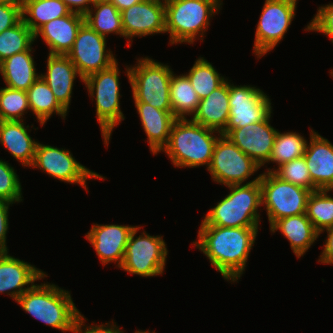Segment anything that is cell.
<instances>
[{
	"label": "cell",
	"instance_id": "1",
	"mask_svg": "<svg viewBox=\"0 0 333 333\" xmlns=\"http://www.w3.org/2000/svg\"><path fill=\"white\" fill-rule=\"evenodd\" d=\"M258 227L200 225L194 247L206 255L224 280L232 283L244 273Z\"/></svg>",
	"mask_w": 333,
	"mask_h": 333
},
{
	"label": "cell",
	"instance_id": "46",
	"mask_svg": "<svg viewBox=\"0 0 333 333\" xmlns=\"http://www.w3.org/2000/svg\"><path fill=\"white\" fill-rule=\"evenodd\" d=\"M135 333H155V331H153V332H149V331H140V330H137V331H135Z\"/></svg>",
	"mask_w": 333,
	"mask_h": 333
},
{
	"label": "cell",
	"instance_id": "42",
	"mask_svg": "<svg viewBox=\"0 0 333 333\" xmlns=\"http://www.w3.org/2000/svg\"><path fill=\"white\" fill-rule=\"evenodd\" d=\"M323 232H327V237L324 243V248L319 256L318 262L322 264H333V226L325 229Z\"/></svg>",
	"mask_w": 333,
	"mask_h": 333
},
{
	"label": "cell",
	"instance_id": "36",
	"mask_svg": "<svg viewBox=\"0 0 333 333\" xmlns=\"http://www.w3.org/2000/svg\"><path fill=\"white\" fill-rule=\"evenodd\" d=\"M266 172H273L281 180L301 186L308 190L317 191L313 184L304 156L288 161L278 168H267Z\"/></svg>",
	"mask_w": 333,
	"mask_h": 333
},
{
	"label": "cell",
	"instance_id": "10",
	"mask_svg": "<svg viewBox=\"0 0 333 333\" xmlns=\"http://www.w3.org/2000/svg\"><path fill=\"white\" fill-rule=\"evenodd\" d=\"M298 0H265L256 27L253 54L259 59L284 38L294 19Z\"/></svg>",
	"mask_w": 333,
	"mask_h": 333
},
{
	"label": "cell",
	"instance_id": "38",
	"mask_svg": "<svg viewBox=\"0 0 333 333\" xmlns=\"http://www.w3.org/2000/svg\"><path fill=\"white\" fill-rule=\"evenodd\" d=\"M305 31L320 32L329 37L333 43V3L320 6Z\"/></svg>",
	"mask_w": 333,
	"mask_h": 333
},
{
	"label": "cell",
	"instance_id": "45",
	"mask_svg": "<svg viewBox=\"0 0 333 333\" xmlns=\"http://www.w3.org/2000/svg\"><path fill=\"white\" fill-rule=\"evenodd\" d=\"M113 0H93L94 4L96 3H103V2H109L112 3Z\"/></svg>",
	"mask_w": 333,
	"mask_h": 333
},
{
	"label": "cell",
	"instance_id": "39",
	"mask_svg": "<svg viewBox=\"0 0 333 333\" xmlns=\"http://www.w3.org/2000/svg\"><path fill=\"white\" fill-rule=\"evenodd\" d=\"M22 20L21 0H6L0 4V33Z\"/></svg>",
	"mask_w": 333,
	"mask_h": 333
},
{
	"label": "cell",
	"instance_id": "6",
	"mask_svg": "<svg viewBox=\"0 0 333 333\" xmlns=\"http://www.w3.org/2000/svg\"><path fill=\"white\" fill-rule=\"evenodd\" d=\"M125 69L134 102L148 103L159 110L172 111L169 91L173 71L169 65L149 57H141L137 59L136 66L127 65Z\"/></svg>",
	"mask_w": 333,
	"mask_h": 333
},
{
	"label": "cell",
	"instance_id": "35",
	"mask_svg": "<svg viewBox=\"0 0 333 333\" xmlns=\"http://www.w3.org/2000/svg\"><path fill=\"white\" fill-rule=\"evenodd\" d=\"M28 110L30 108L26 91L6 86L0 88V121H24L23 115Z\"/></svg>",
	"mask_w": 333,
	"mask_h": 333
},
{
	"label": "cell",
	"instance_id": "19",
	"mask_svg": "<svg viewBox=\"0 0 333 333\" xmlns=\"http://www.w3.org/2000/svg\"><path fill=\"white\" fill-rule=\"evenodd\" d=\"M304 158L311 180L318 190H333V145L318 132L310 129Z\"/></svg>",
	"mask_w": 333,
	"mask_h": 333
},
{
	"label": "cell",
	"instance_id": "17",
	"mask_svg": "<svg viewBox=\"0 0 333 333\" xmlns=\"http://www.w3.org/2000/svg\"><path fill=\"white\" fill-rule=\"evenodd\" d=\"M135 226L118 224H93L85 235L94 247L101 264L117 263L120 268L123 263L125 248L129 235Z\"/></svg>",
	"mask_w": 333,
	"mask_h": 333
},
{
	"label": "cell",
	"instance_id": "18",
	"mask_svg": "<svg viewBox=\"0 0 333 333\" xmlns=\"http://www.w3.org/2000/svg\"><path fill=\"white\" fill-rule=\"evenodd\" d=\"M8 254L0 252V294L6 293L16 302L35 281L48 276L34 265Z\"/></svg>",
	"mask_w": 333,
	"mask_h": 333
},
{
	"label": "cell",
	"instance_id": "43",
	"mask_svg": "<svg viewBox=\"0 0 333 333\" xmlns=\"http://www.w3.org/2000/svg\"><path fill=\"white\" fill-rule=\"evenodd\" d=\"M69 10L73 13H78L85 15L92 5L94 4L93 0H62Z\"/></svg>",
	"mask_w": 333,
	"mask_h": 333
},
{
	"label": "cell",
	"instance_id": "3",
	"mask_svg": "<svg viewBox=\"0 0 333 333\" xmlns=\"http://www.w3.org/2000/svg\"><path fill=\"white\" fill-rule=\"evenodd\" d=\"M221 135L191 119H176L168 143L161 152H165L176 167L196 168L206 165L208 168L215 143Z\"/></svg>",
	"mask_w": 333,
	"mask_h": 333
},
{
	"label": "cell",
	"instance_id": "48",
	"mask_svg": "<svg viewBox=\"0 0 333 333\" xmlns=\"http://www.w3.org/2000/svg\"><path fill=\"white\" fill-rule=\"evenodd\" d=\"M158 1L167 2V1H169V0H158Z\"/></svg>",
	"mask_w": 333,
	"mask_h": 333
},
{
	"label": "cell",
	"instance_id": "21",
	"mask_svg": "<svg viewBox=\"0 0 333 333\" xmlns=\"http://www.w3.org/2000/svg\"><path fill=\"white\" fill-rule=\"evenodd\" d=\"M47 72L40 74L55 95L57 101L68 111L74 80L79 76L76 67L67 55L48 54Z\"/></svg>",
	"mask_w": 333,
	"mask_h": 333
},
{
	"label": "cell",
	"instance_id": "14",
	"mask_svg": "<svg viewBox=\"0 0 333 333\" xmlns=\"http://www.w3.org/2000/svg\"><path fill=\"white\" fill-rule=\"evenodd\" d=\"M106 39L85 22L79 29L67 56L83 80L93 73L111 67L118 61L112 51L105 49Z\"/></svg>",
	"mask_w": 333,
	"mask_h": 333
},
{
	"label": "cell",
	"instance_id": "29",
	"mask_svg": "<svg viewBox=\"0 0 333 333\" xmlns=\"http://www.w3.org/2000/svg\"><path fill=\"white\" fill-rule=\"evenodd\" d=\"M170 103L172 113L177 119H186L196 112L200 99L184 74H172L170 81Z\"/></svg>",
	"mask_w": 333,
	"mask_h": 333
},
{
	"label": "cell",
	"instance_id": "24",
	"mask_svg": "<svg viewBox=\"0 0 333 333\" xmlns=\"http://www.w3.org/2000/svg\"><path fill=\"white\" fill-rule=\"evenodd\" d=\"M28 127L23 120L0 121V143L23 167L33 164L38 143L29 135Z\"/></svg>",
	"mask_w": 333,
	"mask_h": 333
},
{
	"label": "cell",
	"instance_id": "27",
	"mask_svg": "<svg viewBox=\"0 0 333 333\" xmlns=\"http://www.w3.org/2000/svg\"><path fill=\"white\" fill-rule=\"evenodd\" d=\"M30 111L38 119L41 127L55 113L65 119L67 111L55 98L48 84L40 76L26 91Z\"/></svg>",
	"mask_w": 333,
	"mask_h": 333
},
{
	"label": "cell",
	"instance_id": "25",
	"mask_svg": "<svg viewBox=\"0 0 333 333\" xmlns=\"http://www.w3.org/2000/svg\"><path fill=\"white\" fill-rule=\"evenodd\" d=\"M276 231H280L290 242V247L298 259L304 256L320 236L306 213L277 220L270 227V232Z\"/></svg>",
	"mask_w": 333,
	"mask_h": 333
},
{
	"label": "cell",
	"instance_id": "32",
	"mask_svg": "<svg viewBox=\"0 0 333 333\" xmlns=\"http://www.w3.org/2000/svg\"><path fill=\"white\" fill-rule=\"evenodd\" d=\"M308 141L297 132H277L272 152L267 163H276L279 167L296 158L304 156Z\"/></svg>",
	"mask_w": 333,
	"mask_h": 333
},
{
	"label": "cell",
	"instance_id": "4",
	"mask_svg": "<svg viewBox=\"0 0 333 333\" xmlns=\"http://www.w3.org/2000/svg\"><path fill=\"white\" fill-rule=\"evenodd\" d=\"M260 174L246 184L229 185L230 193L217 202L200 225L258 227L261 208Z\"/></svg>",
	"mask_w": 333,
	"mask_h": 333
},
{
	"label": "cell",
	"instance_id": "22",
	"mask_svg": "<svg viewBox=\"0 0 333 333\" xmlns=\"http://www.w3.org/2000/svg\"><path fill=\"white\" fill-rule=\"evenodd\" d=\"M151 154L157 155L167 145L171 128L177 119L172 111L159 110L148 103L134 102Z\"/></svg>",
	"mask_w": 333,
	"mask_h": 333
},
{
	"label": "cell",
	"instance_id": "34",
	"mask_svg": "<svg viewBox=\"0 0 333 333\" xmlns=\"http://www.w3.org/2000/svg\"><path fill=\"white\" fill-rule=\"evenodd\" d=\"M35 41L32 30L21 20L0 33V63L14 54L27 51Z\"/></svg>",
	"mask_w": 333,
	"mask_h": 333
},
{
	"label": "cell",
	"instance_id": "9",
	"mask_svg": "<svg viewBox=\"0 0 333 333\" xmlns=\"http://www.w3.org/2000/svg\"><path fill=\"white\" fill-rule=\"evenodd\" d=\"M139 230L141 226H135L131 231L120 268L141 277L162 275L168 255L163 236H151L144 231L136 237Z\"/></svg>",
	"mask_w": 333,
	"mask_h": 333
},
{
	"label": "cell",
	"instance_id": "44",
	"mask_svg": "<svg viewBox=\"0 0 333 333\" xmlns=\"http://www.w3.org/2000/svg\"><path fill=\"white\" fill-rule=\"evenodd\" d=\"M143 0H113L112 4L121 12L124 9H127L133 6L136 3H140Z\"/></svg>",
	"mask_w": 333,
	"mask_h": 333
},
{
	"label": "cell",
	"instance_id": "33",
	"mask_svg": "<svg viewBox=\"0 0 333 333\" xmlns=\"http://www.w3.org/2000/svg\"><path fill=\"white\" fill-rule=\"evenodd\" d=\"M328 193L329 190L312 191L307 200L306 215L319 234L333 226V197Z\"/></svg>",
	"mask_w": 333,
	"mask_h": 333
},
{
	"label": "cell",
	"instance_id": "13",
	"mask_svg": "<svg viewBox=\"0 0 333 333\" xmlns=\"http://www.w3.org/2000/svg\"><path fill=\"white\" fill-rule=\"evenodd\" d=\"M229 119L221 132L225 136L234 128L266 120L272 114L271 99L251 85H234L229 81Z\"/></svg>",
	"mask_w": 333,
	"mask_h": 333
},
{
	"label": "cell",
	"instance_id": "26",
	"mask_svg": "<svg viewBox=\"0 0 333 333\" xmlns=\"http://www.w3.org/2000/svg\"><path fill=\"white\" fill-rule=\"evenodd\" d=\"M32 49L30 47L27 51L14 54L0 63V74L6 87L27 91L40 77L36 72Z\"/></svg>",
	"mask_w": 333,
	"mask_h": 333
},
{
	"label": "cell",
	"instance_id": "37",
	"mask_svg": "<svg viewBox=\"0 0 333 333\" xmlns=\"http://www.w3.org/2000/svg\"><path fill=\"white\" fill-rule=\"evenodd\" d=\"M22 188L16 170L5 160H0V199L15 204L22 202Z\"/></svg>",
	"mask_w": 333,
	"mask_h": 333
},
{
	"label": "cell",
	"instance_id": "5",
	"mask_svg": "<svg viewBox=\"0 0 333 333\" xmlns=\"http://www.w3.org/2000/svg\"><path fill=\"white\" fill-rule=\"evenodd\" d=\"M222 0H169L165 2V29L170 43L203 41L211 18L220 12Z\"/></svg>",
	"mask_w": 333,
	"mask_h": 333
},
{
	"label": "cell",
	"instance_id": "7",
	"mask_svg": "<svg viewBox=\"0 0 333 333\" xmlns=\"http://www.w3.org/2000/svg\"><path fill=\"white\" fill-rule=\"evenodd\" d=\"M120 70L118 62L111 67L87 76L82 82L92 100L105 146L108 147L114 127L125 119L120 109Z\"/></svg>",
	"mask_w": 333,
	"mask_h": 333
},
{
	"label": "cell",
	"instance_id": "8",
	"mask_svg": "<svg viewBox=\"0 0 333 333\" xmlns=\"http://www.w3.org/2000/svg\"><path fill=\"white\" fill-rule=\"evenodd\" d=\"M261 206L266 208L270 227L279 219L306 213L310 190L277 177L273 172L260 174Z\"/></svg>",
	"mask_w": 333,
	"mask_h": 333
},
{
	"label": "cell",
	"instance_id": "15",
	"mask_svg": "<svg viewBox=\"0 0 333 333\" xmlns=\"http://www.w3.org/2000/svg\"><path fill=\"white\" fill-rule=\"evenodd\" d=\"M124 37L131 47L135 37L166 33L165 2L143 0L121 11ZM131 42V43H130Z\"/></svg>",
	"mask_w": 333,
	"mask_h": 333
},
{
	"label": "cell",
	"instance_id": "16",
	"mask_svg": "<svg viewBox=\"0 0 333 333\" xmlns=\"http://www.w3.org/2000/svg\"><path fill=\"white\" fill-rule=\"evenodd\" d=\"M270 118L271 115L264 121L248 124L242 128H234L225 135L260 166H264L269 161L278 132L271 126Z\"/></svg>",
	"mask_w": 333,
	"mask_h": 333
},
{
	"label": "cell",
	"instance_id": "31",
	"mask_svg": "<svg viewBox=\"0 0 333 333\" xmlns=\"http://www.w3.org/2000/svg\"><path fill=\"white\" fill-rule=\"evenodd\" d=\"M199 99H204L220 87L228 78H224L204 57H199L192 68L185 74Z\"/></svg>",
	"mask_w": 333,
	"mask_h": 333
},
{
	"label": "cell",
	"instance_id": "23",
	"mask_svg": "<svg viewBox=\"0 0 333 333\" xmlns=\"http://www.w3.org/2000/svg\"><path fill=\"white\" fill-rule=\"evenodd\" d=\"M229 110V81L227 79L208 97L200 100L191 120L221 133L228 123Z\"/></svg>",
	"mask_w": 333,
	"mask_h": 333
},
{
	"label": "cell",
	"instance_id": "30",
	"mask_svg": "<svg viewBox=\"0 0 333 333\" xmlns=\"http://www.w3.org/2000/svg\"><path fill=\"white\" fill-rule=\"evenodd\" d=\"M84 19L87 25L104 37L111 33L124 37L121 12L112 3L93 4Z\"/></svg>",
	"mask_w": 333,
	"mask_h": 333
},
{
	"label": "cell",
	"instance_id": "41",
	"mask_svg": "<svg viewBox=\"0 0 333 333\" xmlns=\"http://www.w3.org/2000/svg\"><path fill=\"white\" fill-rule=\"evenodd\" d=\"M13 203L0 199V252H8V247L6 246L7 231L9 229V206Z\"/></svg>",
	"mask_w": 333,
	"mask_h": 333
},
{
	"label": "cell",
	"instance_id": "2",
	"mask_svg": "<svg viewBox=\"0 0 333 333\" xmlns=\"http://www.w3.org/2000/svg\"><path fill=\"white\" fill-rule=\"evenodd\" d=\"M16 302L35 319L62 332H74L81 313L69 291L48 282L34 284Z\"/></svg>",
	"mask_w": 333,
	"mask_h": 333
},
{
	"label": "cell",
	"instance_id": "11",
	"mask_svg": "<svg viewBox=\"0 0 333 333\" xmlns=\"http://www.w3.org/2000/svg\"><path fill=\"white\" fill-rule=\"evenodd\" d=\"M261 168L226 136L215 143L212 160L207 168L215 183L224 186L243 184Z\"/></svg>",
	"mask_w": 333,
	"mask_h": 333
},
{
	"label": "cell",
	"instance_id": "40",
	"mask_svg": "<svg viewBox=\"0 0 333 333\" xmlns=\"http://www.w3.org/2000/svg\"><path fill=\"white\" fill-rule=\"evenodd\" d=\"M86 320L80 313L73 333H124L123 329L119 328L114 321L100 325L92 323L87 326L85 323Z\"/></svg>",
	"mask_w": 333,
	"mask_h": 333
},
{
	"label": "cell",
	"instance_id": "47",
	"mask_svg": "<svg viewBox=\"0 0 333 333\" xmlns=\"http://www.w3.org/2000/svg\"><path fill=\"white\" fill-rule=\"evenodd\" d=\"M331 71V72H330ZM329 73L331 74V76L333 77V69L330 70Z\"/></svg>",
	"mask_w": 333,
	"mask_h": 333
},
{
	"label": "cell",
	"instance_id": "12",
	"mask_svg": "<svg viewBox=\"0 0 333 333\" xmlns=\"http://www.w3.org/2000/svg\"><path fill=\"white\" fill-rule=\"evenodd\" d=\"M47 175L69 184H79L87 191L88 179L106 178L80 164L68 149L37 143L33 164Z\"/></svg>",
	"mask_w": 333,
	"mask_h": 333
},
{
	"label": "cell",
	"instance_id": "20",
	"mask_svg": "<svg viewBox=\"0 0 333 333\" xmlns=\"http://www.w3.org/2000/svg\"><path fill=\"white\" fill-rule=\"evenodd\" d=\"M84 22L83 15L70 12L42 26L34 34L35 40L41 36L49 48V54L67 55Z\"/></svg>",
	"mask_w": 333,
	"mask_h": 333
},
{
	"label": "cell",
	"instance_id": "28",
	"mask_svg": "<svg viewBox=\"0 0 333 333\" xmlns=\"http://www.w3.org/2000/svg\"><path fill=\"white\" fill-rule=\"evenodd\" d=\"M22 20L35 34L49 21L71 11L62 0H21Z\"/></svg>",
	"mask_w": 333,
	"mask_h": 333
}]
</instances>
